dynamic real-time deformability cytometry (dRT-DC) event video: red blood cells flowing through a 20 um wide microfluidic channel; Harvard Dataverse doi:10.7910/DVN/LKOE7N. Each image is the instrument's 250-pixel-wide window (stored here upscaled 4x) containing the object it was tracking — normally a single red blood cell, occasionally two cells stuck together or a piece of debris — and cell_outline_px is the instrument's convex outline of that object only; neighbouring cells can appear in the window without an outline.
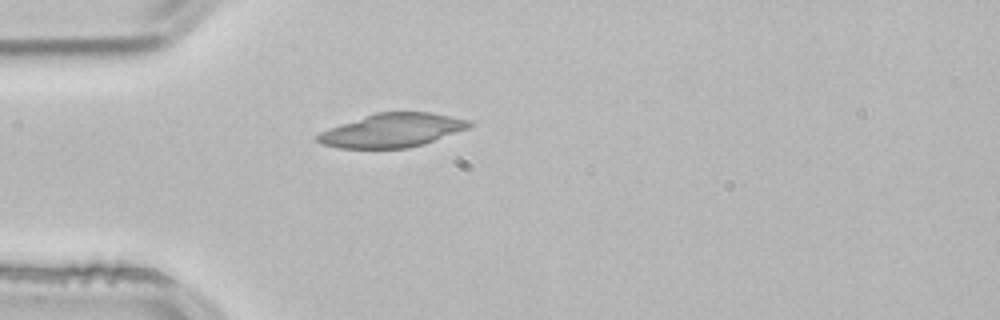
{"species": "common noctule bat (a hibernating species)", "species_latin": "Nyctalus noctula", "temperature_condition": "room temperature", "stored_images_in_passage": 3, "camera_frame_rate_fps": 3000, "um_per_image_px": 0.085, "animal": {"sex": "male", "body_mass_g": 21.5, "forearm_length_mm": 52.0}, "frame": {"image": 1, "passage_image": 3, "time_ms": 0.667, "image_size_px": [1000, 320], "cell_outline_px": [[472, 124], [468, 128], [424, 144], [408, 148], [340, 148], [320, 144], [316, 140], [316, 136], [320, 132], [328, 128], [376, 112], [428, 112], [472, 120]], "centroid_in_image_um": [33.32, 11.08], "position_along_channel_um": 51.7, "area_um2": 29.71}}